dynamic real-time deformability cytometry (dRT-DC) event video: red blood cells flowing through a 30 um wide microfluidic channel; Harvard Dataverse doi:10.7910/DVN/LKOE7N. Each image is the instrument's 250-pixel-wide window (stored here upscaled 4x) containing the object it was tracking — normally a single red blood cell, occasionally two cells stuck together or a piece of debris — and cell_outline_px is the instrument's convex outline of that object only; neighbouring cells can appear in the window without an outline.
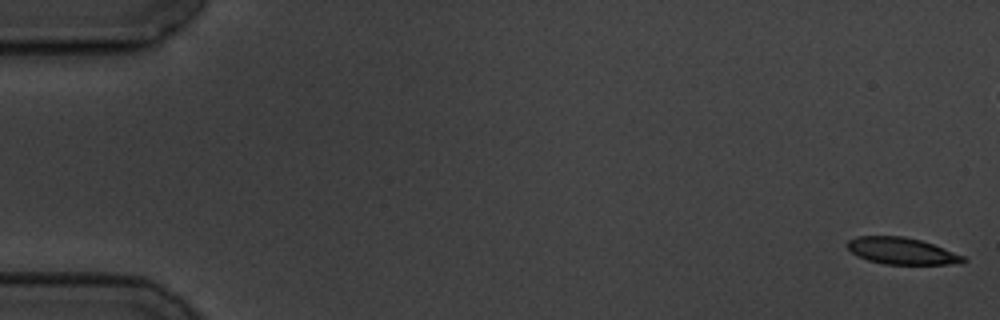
{"species": "common noctule bat (a hibernating species)", "species_latin": "Nyctalus noctula", "temperature_condition": "cold", "stored_images_in_passage": 59, "camera_frame_rate_fps": 3000, "um_per_image_px": 0.085, "animal": {"sex": "male", "body_mass_g": 19.5, "forearm_length_mm": 54.6}, "frame": {"image": 1, "passage_image": 1, "time_ms": 0.0, "image_size_px": [1000, 320], "cell_outline_px": [[968, 260], [960, 264], [884, 264], [868, 260], [856, 256], [844, 244], [848, 240], [856, 236], [904, 236], [920, 240], [944, 248], [964, 256]], "centroid_in_image_um": [76.63, 21.33], "position_along_channel_um": 8.4, "area_um2": 18.15}}
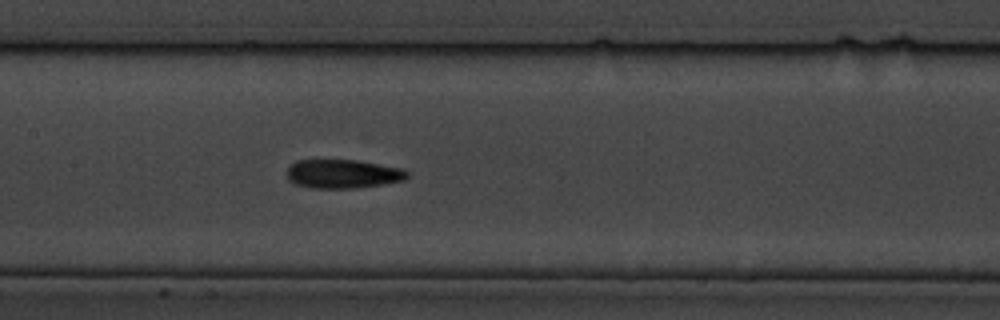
{"frame": {"image": 2, "passage_image": 28, "time_ms": 9.0, "image_size_px": [1000, 320], "cell_outline_px": [[408, 176], [404, 180], [384, 184], [356, 188], [312, 188], [296, 184], [288, 180], [284, 172], [296, 160], [356, 160], [404, 168], [408, 172]], "centroid_in_image_um": [29.13, 14.78], "position_along_channel_um": 178.3, "area_um2": 20.4}}
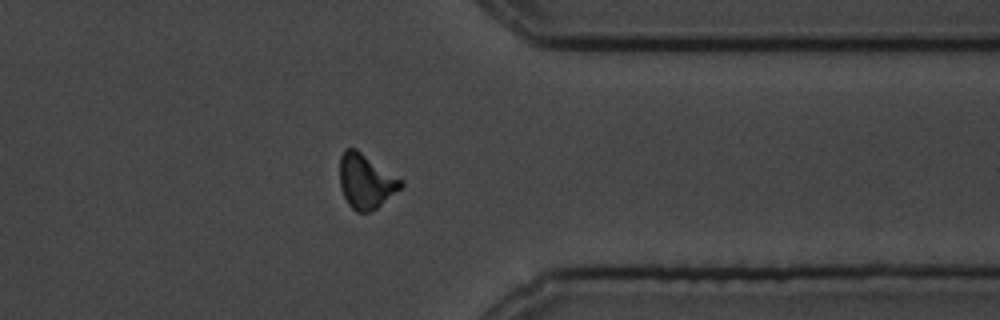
{"frame": {"image": 3, "passage_image": 46, "time_ms": 15.0, "image_size_px": [1000, 320], "cell_outline_px": [[404, 184], [400, 188], [376, 208], [368, 212], [356, 212], [348, 204], [340, 188], [340, 156], [344, 148], [356, 148], [404, 180]], "centroid_in_image_um": [31.09, 15.38], "position_along_channel_um": 380.3, "area_um2": 19.48}, "authors_computed_cell_mechanics": {"area_um2": 19.363, "velocity_mm_per_s": 3.4804, "shape_relaxation_time_tau1_ms": 3.8851, "shape_relaxation_time_tau2_ms": 3.333, "deformation_change_tau1": 0.1285, "deformation_change_tau2": 0.117}}